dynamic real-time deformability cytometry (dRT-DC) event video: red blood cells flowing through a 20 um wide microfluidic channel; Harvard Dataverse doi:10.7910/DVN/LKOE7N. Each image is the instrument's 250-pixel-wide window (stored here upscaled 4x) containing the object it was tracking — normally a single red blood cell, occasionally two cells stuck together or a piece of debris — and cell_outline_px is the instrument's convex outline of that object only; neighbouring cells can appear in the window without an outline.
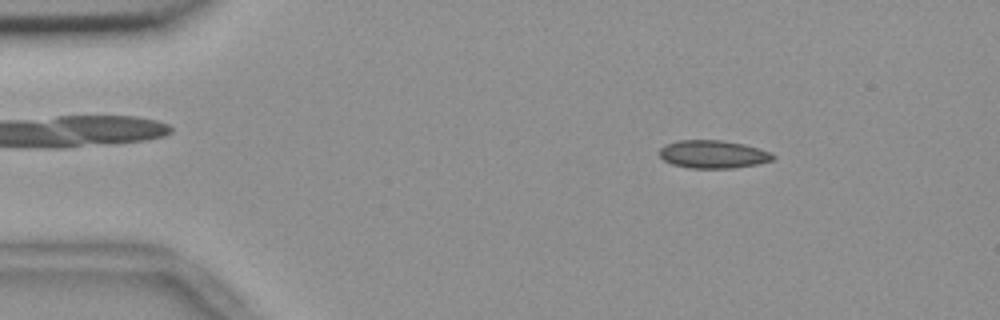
{"species": "common noctule bat (a hibernating species)", "species_latin": "Nyctalus noctula", "temperature_condition": "room temperature", "stored_images_in_passage": 55, "camera_frame_rate_fps": 3000, "um_per_image_px": 0.085, "animal": {"sex": "female", "body_mass_g": 18.4}, "frame": {"image": 1, "passage_image": 8, "time_ms": 2.333, "image_size_px": [1000, 320], "cell_outline_px": [[776, 156], [772, 160], [756, 164], [732, 168], [688, 168], [672, 164], [664, 160], [660, 156], [660, 148], [668, 144], [680, 140], [724, 140], [744, 144], [772, 152]], "centroid_in_image_um": [60.63, 13.11], "position_along_channel_um": 24.4, "area_um2": 18.44}}
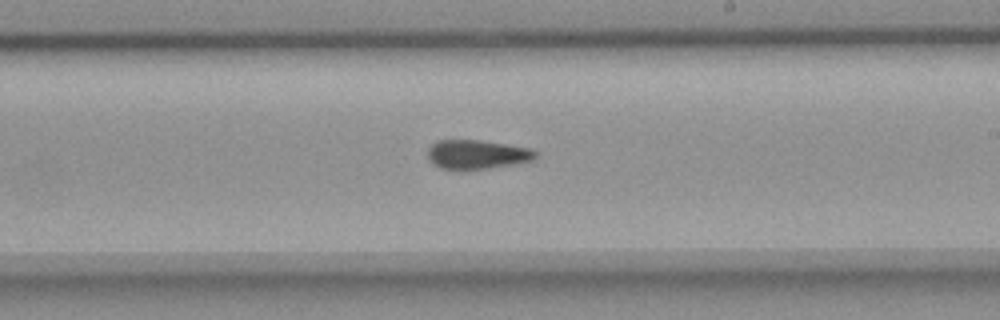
{"frame": {"image": 2, "passage_image": 32, "time_ms": 10.333, "image_size_px": [1000, 320], "cell_outline_px": [[536, 156], [532, 160], [512, 164], [464, 172], [440, 168], [432, 164], [428, 160], [428, 148], [436, 140], [480, 140], [528, 148], [536, 152]], "centroid_in_image_um": [40.44, 13.16], "position_along_channel_um": 248.6, "area_um2": 18.55}}
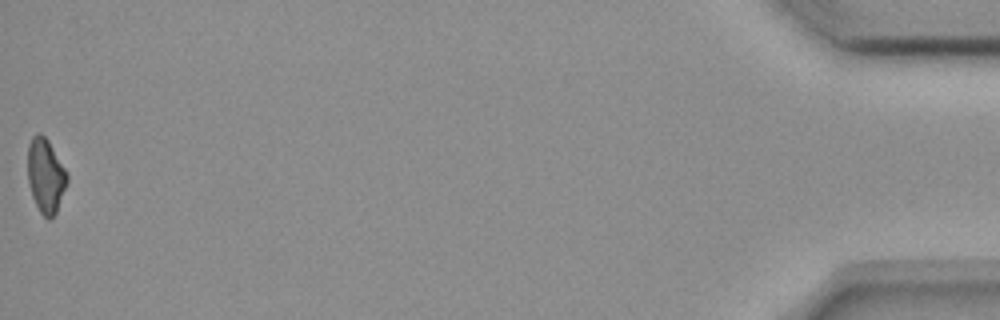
{"frame": {"image": 3, "passage_image": 55, "time_ms": 18.0, "image_size_px": [1000, 320], "cell_outline_px": [[68, 180], [56, 212], [48, 220], [40, 212], [32, 196], [28, 180], [28, 144], [32, 136], [36, 132], [40, 132], [48, 140], [68, 172]], "centroid_in_image_um": [3.88, 14.89], "position_along_channel_um": 431.3, "area_um2": 17.05}, "authors_computed_cell_mechanics": {"area_um2": 18.3804, "velocity_mm_per_s": 3.6711, "shape_relaxation_time_tau1_ms": null, "shape_relaxation_time_tau2_ms": 2.8602, "deformation_change_tau1": null, "deformation_change_tau2": 0.0676}}